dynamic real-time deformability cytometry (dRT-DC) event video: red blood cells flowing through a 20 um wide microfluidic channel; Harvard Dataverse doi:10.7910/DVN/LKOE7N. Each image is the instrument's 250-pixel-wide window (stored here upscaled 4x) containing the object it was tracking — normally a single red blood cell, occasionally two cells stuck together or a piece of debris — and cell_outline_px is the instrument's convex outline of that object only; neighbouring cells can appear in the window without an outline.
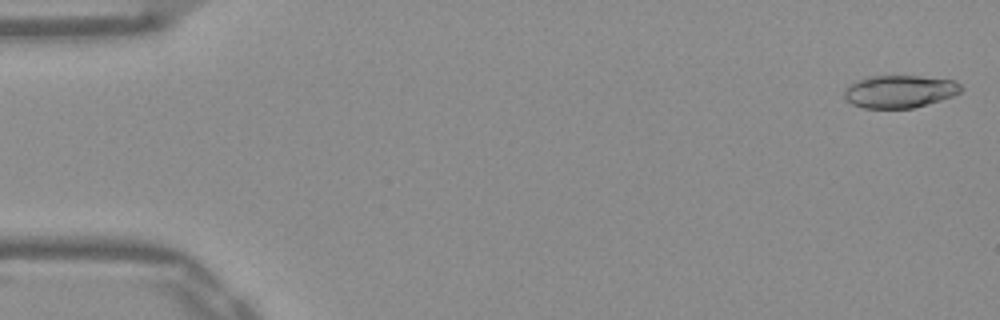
{"species": "Egyptian fruit bat (a non-hibernating species)", "species_latin": "Rousettus aegyptiacus", "temperature_condition": "warm", "stored_images_in_passage": 52, "camera_frame_rate_fps": 3000, "um_per_image_px": 0.085, "frame": {"image": 1, "passage_image": 1, "time_ms": 0.0, "image_size_px": [1000, 320], "cell_outline_px": [[964, 88], [960, 92], [952, 96], [940, 100], [912, 108], [864, 108], [852, 104], [844, 96], [844, 88], [856, 80], [868, 76], [920, 76], [952, 80], [960, 84]], "centroid_in_image_um": [76.45, 7.77], "position_along_channel_um": 8.6, "area_um2": 22.14}}
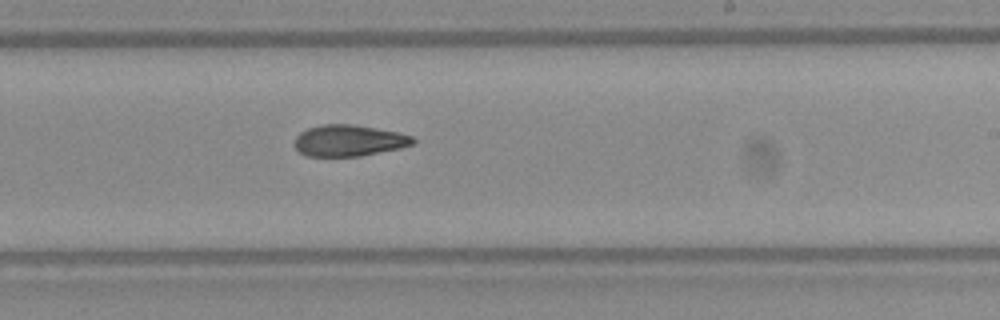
{"frame": {"image": 2, "passage_image": 31, "time_ms": 10.0, "image_size_px": [1000, 320], "cell_outline_px": [[416, 140], [412, 144], [400, 148], [360, 156], [304, 156], [296, 148], [296, 136], [300, 132], [308, 128], [320, 124], [352, 124], [400, 132], [412, 136]], "centroid_in_image_um": [29.66, 11.94], "position_along_channel_um": 259.3, "area_um2": 21.62}}
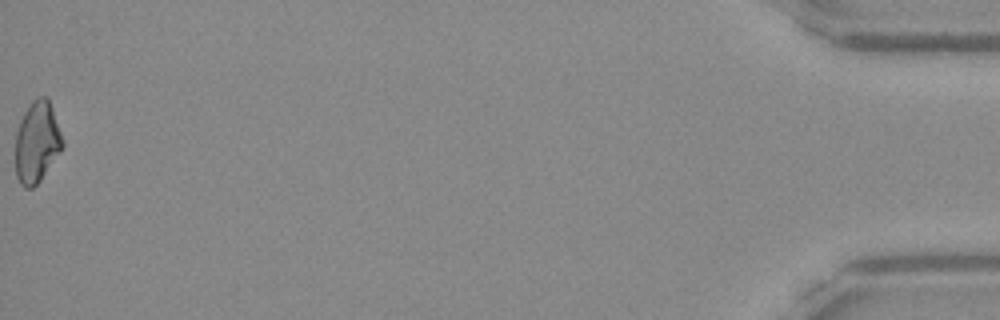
{"frame": {"image": 3, "passage_image": 52, "time_ms": 17.0, "image_size_px": [1000, 320], "cell_outline_px": [[64, 144], [60, 152], [40, 180], [32, 188], [24, 188], [20, 184], [16, 176], [16, 132], [20, 120], [24, 112], [32, 100], [36, 96], [48, 96], [64, 140]], "centroid_in_image_um": [3.15, 12.05], "position_along_channel_um": 432.1, "area_um2": 22.43}}